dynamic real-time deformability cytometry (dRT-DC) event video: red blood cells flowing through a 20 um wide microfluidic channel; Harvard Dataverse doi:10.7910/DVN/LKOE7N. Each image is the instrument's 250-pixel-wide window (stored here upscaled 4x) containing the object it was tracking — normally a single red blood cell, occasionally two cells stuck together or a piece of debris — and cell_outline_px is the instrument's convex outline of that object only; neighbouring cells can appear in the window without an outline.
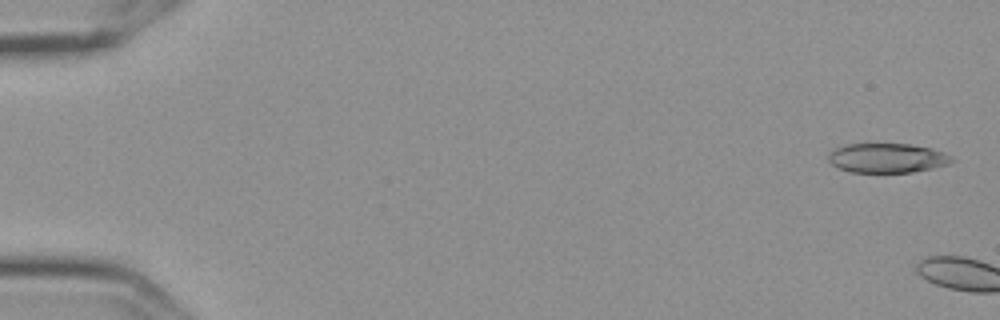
{"species": "Egyptian fruit bat (a non-hibernating species)", "species_latin": "Rousettus aegyptiacus", "temperature_condition": "cold", "stored_images_in_passage": 7, "camera_frame_rate_fps": 3000, "um_per_image_px": 0.085, "frame": {"image": 1, "passage_image": 1, "time_ms": 0.0, "image_size_px": [1000, 320], "cell_outline_px": [[956, 160], [948, 164], [932, 168], [912, 172], [848, 172], [832, 164], [828, 160], [828, 152], [844, 144], [908, 144], [932, 148], [944, 152], [952, 156]], "centroid_in_image_um": [75.42, 13.43], "position_along_channel_um": 9.6, "area_um2": 21.27}}